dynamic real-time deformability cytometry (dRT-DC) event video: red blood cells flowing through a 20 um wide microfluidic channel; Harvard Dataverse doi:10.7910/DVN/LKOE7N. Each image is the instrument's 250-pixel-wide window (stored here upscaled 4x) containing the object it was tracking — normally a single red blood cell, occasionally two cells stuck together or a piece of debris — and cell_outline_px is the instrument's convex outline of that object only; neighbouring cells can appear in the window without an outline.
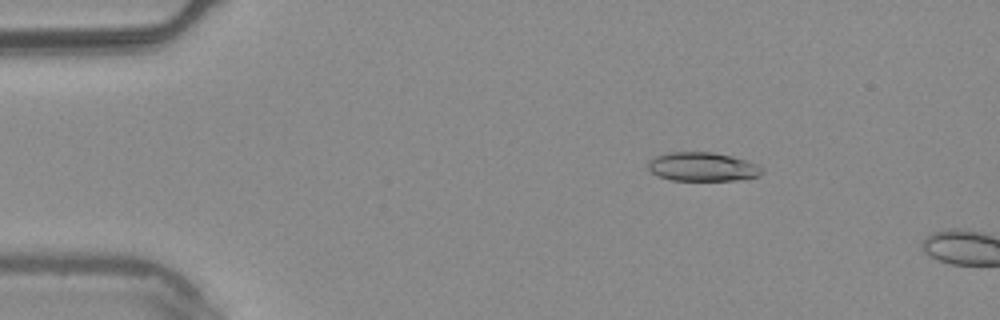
{"species": "common noctule bat (a hibernating species)", "species_latin": "Nyctalus noctula", "temperature_condition": "warm", "stored_images_in_passage": 12, "camera_frame_rate_fps": 3000, "um_per_image_px": 0.085, "animal": {"sex": "male", "body_mass_g": 20.4}, "frame": {"image": 1, "passage_image": 9, "time_ms": 2.667, "image_size_px": [1000, 320], "cell_outline_px": [[764, 172], [756, 176], [736, 180], [672, 180], [656, 176], [648, 168], [648, 160], [656, 156], [668, 152], [712, 152], [732, 156], [756, 164], [764, 168]], "centroid_in_image_um": [59.68, 14.17], "position_along_channel_um": 25.3, "area_um2": 19.13}}